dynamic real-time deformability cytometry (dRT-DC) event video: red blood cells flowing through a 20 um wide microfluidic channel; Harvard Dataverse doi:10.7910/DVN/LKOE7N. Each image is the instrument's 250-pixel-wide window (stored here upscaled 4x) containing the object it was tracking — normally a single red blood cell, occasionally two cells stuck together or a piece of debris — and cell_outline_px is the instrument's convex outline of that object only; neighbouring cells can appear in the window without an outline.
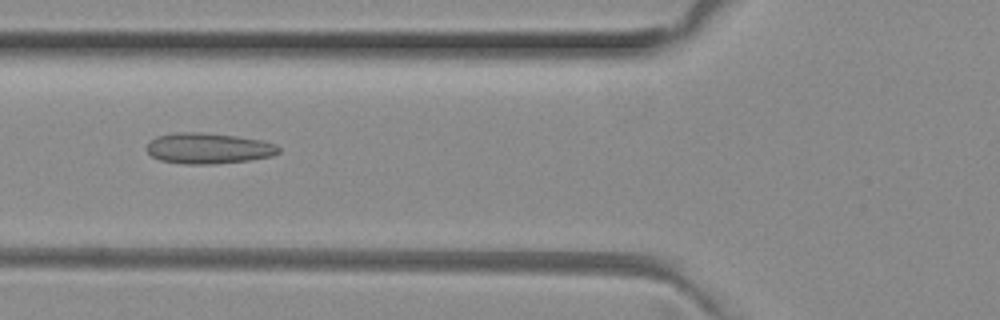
{"species": "common noctule bat (a hibernating species)", "species_latin": "Nyctalus noctula", "temperature_condition": "room temperature", "stored_images_in_passage": 47, "camera_frame_rate_fps": 3000, "um_per_image_px": 0.085, "animal": {"sex": "female", "body_mass_g": 29.2, "forearm_length_mm": 56.3}, "frame": {"image": 1, "passage_image": 16, "time_ms": 5.0, "image_size_px": [1000, 320], "cell_outline_px": [[280, 152], [272, 156], [248, 160], [216, 164], [184, 164], [160, 160], [152, 156], [144, 148], [156, 136], [176, 132], [196, 132], [236, 136], [260, 140], [276, 144], [280, 148]], "centroid_in_image_um": [17.7, 12.61], "position_along_channel_um": 108.1, "area_um2": 23.64}}
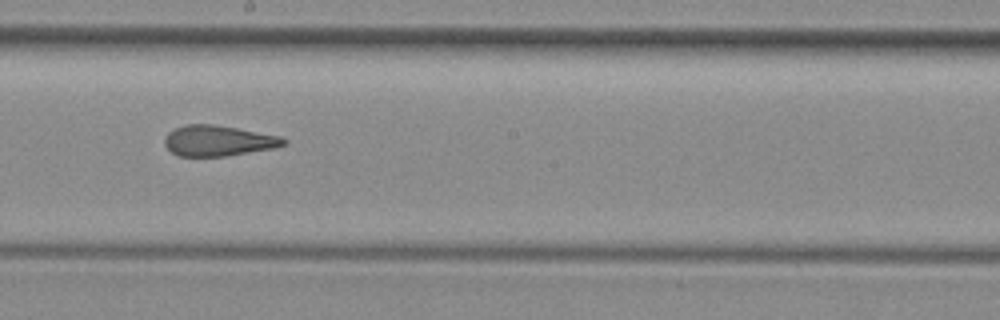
{"frame": {"image": 2, "passage_image": 25, "time_ms": 8.0, "image_size_px": [1000, 320], "cell_outline_px": [[288, 144], [276, 148], [224, 156], [180, 156], [172, 152], [164, 144], [164, 136], [168, 132], [184, 124], [212, 124], [236, 128], [280, 136], [288, 140]], "centroid_in_image_um": [18.56, 11.96], "position_along_channel_um": 229.6, "area_um2": 21.27}}
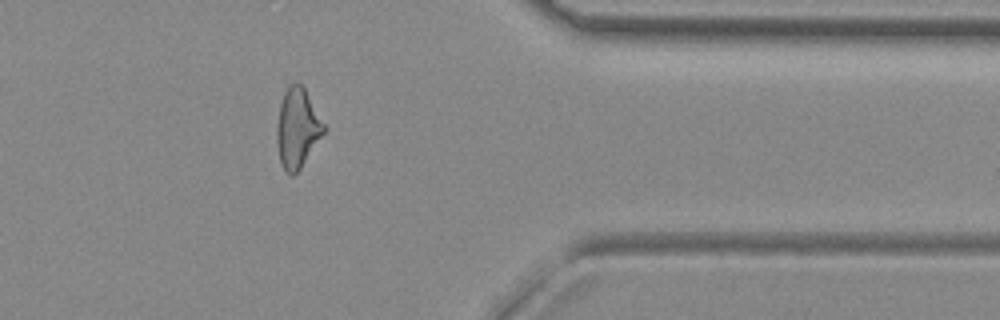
{"frame": {"image": 3, "passage_image": 38, "time_ms": 12.333, "image_size_px": [1000, 320], "cell_outline_px": [[328, 128], [300, 168], [292, 176], [280, 164], [276, 140], [276, 124], [280, 104], [284, 92], [288, 84], [296, 80], [304, 88]], "centroid_in_image_um": [25.28, 10.85], "position_along_channel_um": 386.1, "area_um2": 22.02}, "authors_computed_cell_mechanics": {"area_um2": 22.0796, "velocity_mm_per_s": 4.0584, "shape_relaxation_time_tau1_ms": null, "shape_relaxation_time_tau2_ms": 2.1564, "deformation_change_tau1": null, "deformation_change_tau2": 0.111}}